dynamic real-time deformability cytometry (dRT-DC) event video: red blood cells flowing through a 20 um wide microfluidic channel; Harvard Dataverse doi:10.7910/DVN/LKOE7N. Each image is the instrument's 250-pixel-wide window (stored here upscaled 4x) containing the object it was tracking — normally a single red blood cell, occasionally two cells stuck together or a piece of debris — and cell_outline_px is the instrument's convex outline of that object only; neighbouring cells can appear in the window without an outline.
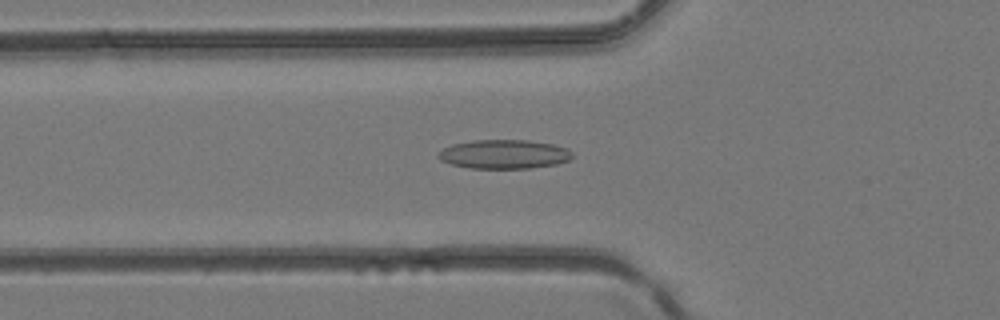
{"species": "common noctule bat (a hibernating species)", "species_latin": "Nyctalus noctula", "temperature_condition": "room temperature", "stored_images_in_passage": 41, "camera_frame_rate_fps": 3000, "um_per_image_px": 0.085, "animal": {"sex": "female", "body_mass_g": 24.6, "forearm_length_mm": 56.2}, "frame": {"image": 1, "passage_image": 15, "time_ms": 4.667, "image_size_px": [1000, 320], "cell_outline_px": [[572, 156], [568, 160], [556, 164], [528, 168], [468, 168], [452, 164], [440, 160], [436, 156], [444, 148], [452, 144], [472, 140], [528, 140], [552, 144], [568, 148], [572, 152]], "centroid_in_image_um": [42.83, 13.1], "position_along_channel_um": 83.0, "area_um2": 22.6}}
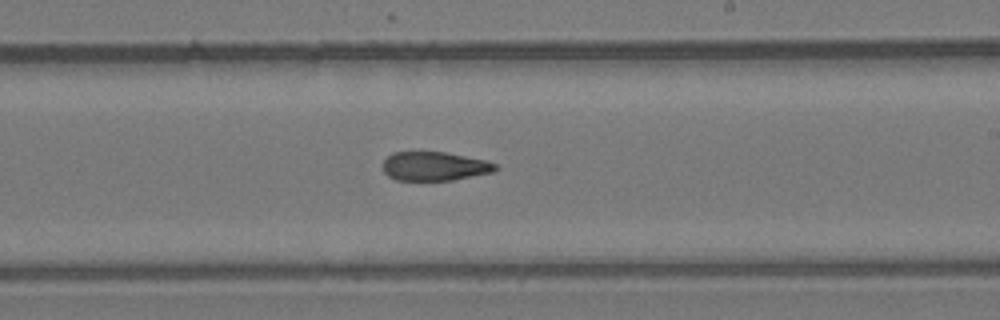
{"frame": {"image": 2, "passage_image": 25, "time_ms": 8.0, "image_size_px": [1000, 320], "cell_outline_px": [[496, 168], [492, 172], [452, 180], [396, 180], [388, 176], [384, 172], [384, 160], [392, 152], [444, 152], [484, 160], [496, 164]], "centroid_in_image_um": [36.89, 14.13], "position_along_channel_um": 252.1, "area_um2": 18.67}}
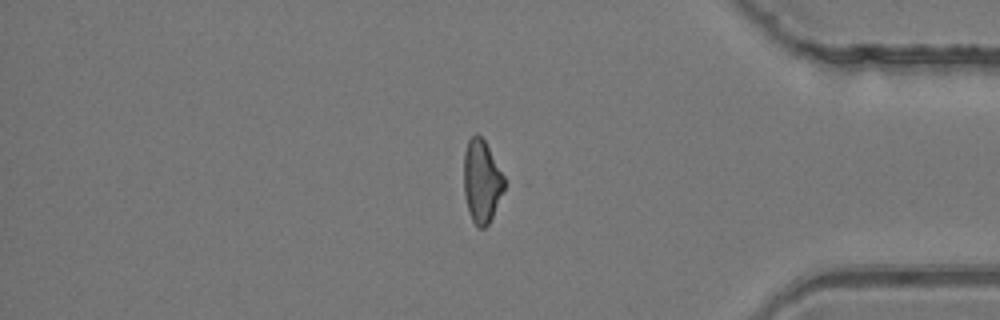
{"frame": {"image": 3, "passage_image": 35, "time_ms": 11.333, "image_size_px": [1000, 320], "cell_outline_px": [[504, 188], [492, 216], [488, 224], [484, 228], [476, 228], [468, 212], [464, 192], [464, 152], [468, 140], [476, 132], [484, 140], [504, 176]], "centroid_in_image_um": [40.92, 15.42], "position_along_channel_um": 394.3, "area_um2": 19.36}}